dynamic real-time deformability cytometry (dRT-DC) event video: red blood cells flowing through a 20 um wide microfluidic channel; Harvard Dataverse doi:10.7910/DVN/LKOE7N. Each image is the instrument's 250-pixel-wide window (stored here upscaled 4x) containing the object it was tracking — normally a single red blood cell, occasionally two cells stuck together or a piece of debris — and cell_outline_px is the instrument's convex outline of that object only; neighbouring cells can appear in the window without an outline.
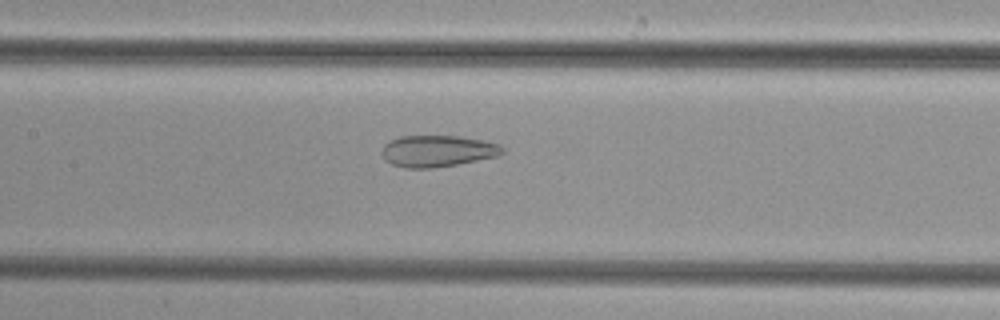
{"species": "common noctule bat (a hibernating species)", "species_latin": "Nyctalus noctula", "temperature_condition": "cold", "stored_images_in_passage": 43, "camera_frame_rate_fps": 3000, "um_per_image_px": 0.085, "animal": {"sex": "female", "body_mass_g": 29.2, "forearm_length_mm": 56.3}, "frame": {"image": 1, "passage_image": 17, "time_ms": 5.333, "image_size_px": [1000, 320], "cell_outline_px": [[504, 152], [500, 156], [456, 164], [432, 168], [404, 168], [392, 164], [384, 160], [380, 152], [384, 144], [400, 136], [460, 136], [484, 140], [500, 144], [504, 148]], "centroid_in_image_um": [37.19, 12.84], "position_along_channel_um": 170.2, "area_um2": 22.37}}
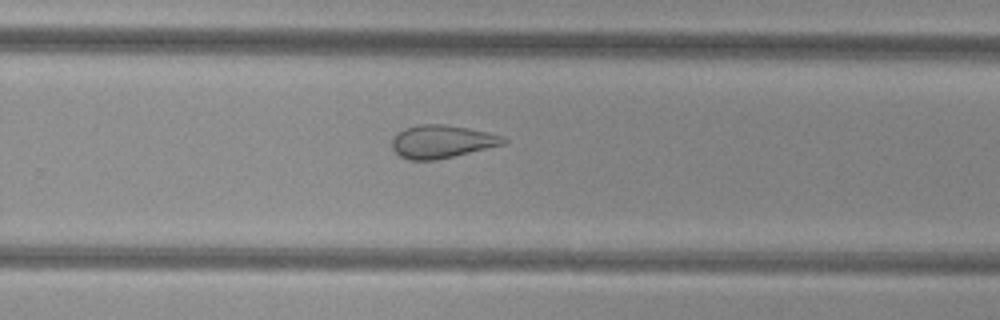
{"frame": {"image": 2, "passage_image": 26, "time_ms": 8.333, "image_size_px": [1000, 320], "cell_outline_px": [[508, 140], [504, 144], [436, 160], [408, 160], [400, 156], [392, 148], [392, 140], [404, 128], [420, 124], [444, 124], [468, 128], [488, 132], [504, 136]], "centroid_in_image_um": [37.57, 12.03], "position_along_channel_um": 292.2, "area_um2": 21.27}}
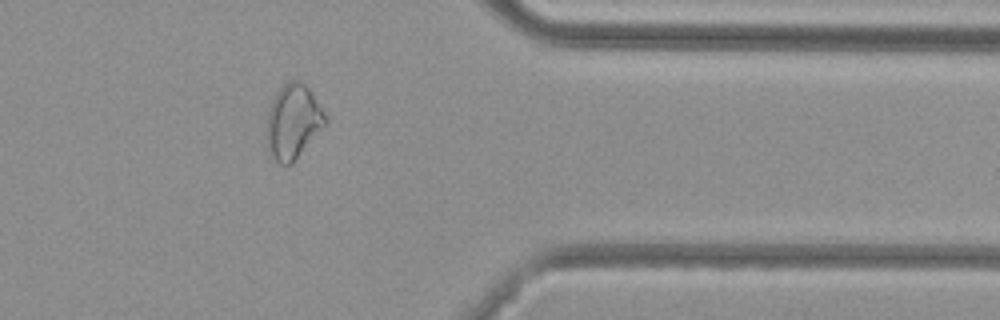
{"frame": {"image": 3, "passage_image": 34, "time_ms": 11.0, "image_size_px": [1000, 320], "cell_outline_px": [[328, 124], [292, 164], [280, 164], [268, 156], [268, 112], [272, 100], [276, 92], [288, 80], [300, 80], [308, 88], [324, 112], [328, 120]], "centroid_in_image_um": [24.93, 10.37], "position_along_channel_um": 386.5, "area_um2": 25.55}}